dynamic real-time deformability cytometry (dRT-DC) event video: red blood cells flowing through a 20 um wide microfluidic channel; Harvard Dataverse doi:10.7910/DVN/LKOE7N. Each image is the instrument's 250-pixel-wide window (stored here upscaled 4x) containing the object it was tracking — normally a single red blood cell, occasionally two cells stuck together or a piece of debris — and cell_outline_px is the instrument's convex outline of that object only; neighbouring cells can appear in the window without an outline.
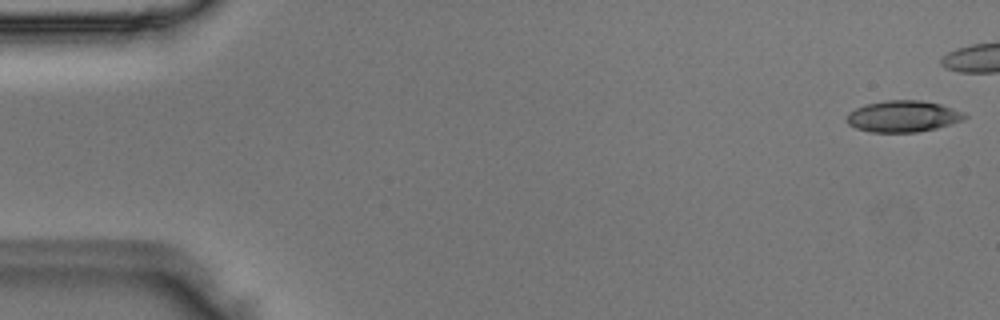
{"species": "Egyptian fruit bat (a non-hibernating species)", "species_latin": "Rousettus aegyptiacus", "temperature_condition": "room temperature", "stored_images_in_passage": 40, "camera_frame_rate_fps": 3000, "um_per_image_px": 0.085, "animal": {"sex": "male"}, "frame": {"image": 1, "passage_image": 1, "time_ms": 0.0, "image_size_px": [1000, 320], "cell_outline_px": [[968, 116], [964, 120], [936, 128], [916, 132], [868, 132], [856, 128], [848, 124], [844, 120], [848, 112], [856, 108], [868, 104], [888, 100], [920, 100], [940, 104], [964, 112]], "centroid_in_image_um": [76.74, 9.89], "position_along_channel_um": 8.3, "area_um2": 21.62}}
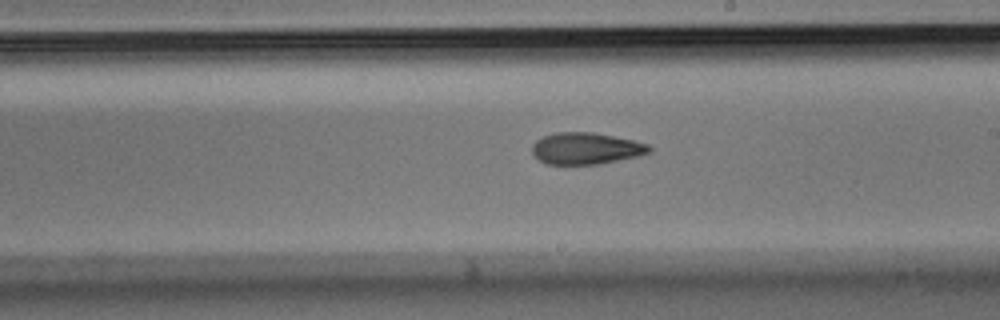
{"frame": {"image": 2, "passage_image": 28, "time_ms": 9.0, "image_size_px": [1000, 320], "cell_outline_px": [[652, 152], [636, 156], [596, 164], [548, 164], [540, 160], [532, 152], [532, 144], [536, 140], [544, 136], [556, 132], [592, 132], [632, 140], [648, 144], [652, 148]], "centroid_in_image_um": [49.79, 12.61], "position_along_channel_um": 239.2, "area_um2": 21.33}}
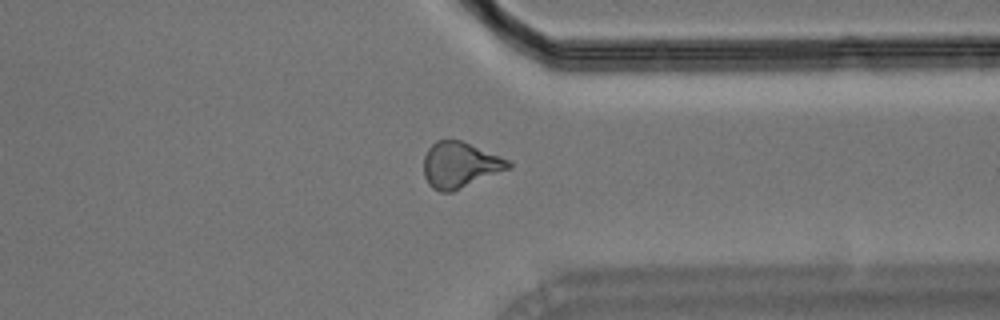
{"frame": {"image": 3, "passage_image": 38, "time_ms": 12.333, "image_size_px": [1000, 320], "cell_outline_px": [[512, 168], [452, 192], [440, 192], [432, 188], [428, 184], [424, 176], [424, 156], [428, 148], [436, 140], [460, 140], [500, 156], [508, 160], [512, 164]], "centroid_in_image_um": [39.09, 14.03], "position_along_channel_um": 372.3, "area_um2": 22.66}}